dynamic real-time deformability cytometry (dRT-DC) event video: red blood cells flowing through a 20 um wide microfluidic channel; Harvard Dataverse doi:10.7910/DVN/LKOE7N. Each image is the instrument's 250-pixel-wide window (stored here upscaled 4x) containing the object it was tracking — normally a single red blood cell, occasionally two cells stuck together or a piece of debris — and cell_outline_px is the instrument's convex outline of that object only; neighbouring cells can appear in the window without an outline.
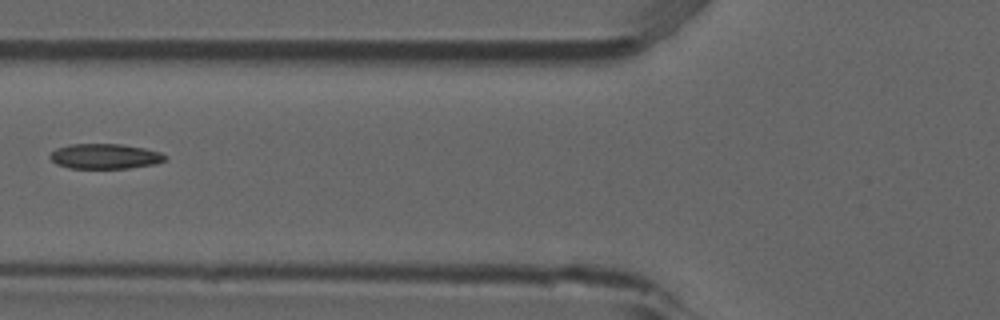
{"species": "common noctule bat (a hibernating species)", "species_latin": "Nyctalus noctula", "temperature_condition": "room temperature", "stored_images_in_passage": 6, "camera_frame_rate_fps": 3000, "um_per_image_px": 0.085, "animal": {"sex": "male", "forearm_length_mm": 52.5}, "frame": {"image": 1, "passage_image": 5, "time_ms": 1.333, "image_size_px": [1000, 320], "cell_outline_px": [[168, 156], [164, 160], [156, 164], [128, 168], [68, 168], [56, 164], [48, 156], [56, 148], [68, 144], [120, 144], [144, 148], [160, 152]], "centroid_in_image_um": [8.9, 13.28], "position_along_channel_um": 116.9, "area_um2": 16.88}}
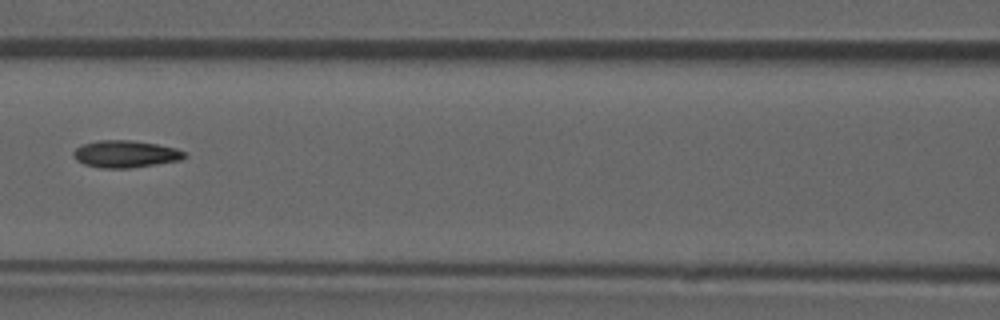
{"frame": {"image": 2, "passage_image": 6, "time_ms": 1.667, "image_size_px": [1000, 320], "cell_outline_px": [[188, 156], [180, 160], [156, 164], [128, 168], [100, 168], [84, 164], [76, 160], [72, 152], [76, 148], [84, 144], [96, 140], [128, 140], [156, 144], [176, 148], [184, 152]], "centroid_in_image_um": [10.65, 13.09], "position_along_channel_um": 156.0, "area_um2": 17.46}}